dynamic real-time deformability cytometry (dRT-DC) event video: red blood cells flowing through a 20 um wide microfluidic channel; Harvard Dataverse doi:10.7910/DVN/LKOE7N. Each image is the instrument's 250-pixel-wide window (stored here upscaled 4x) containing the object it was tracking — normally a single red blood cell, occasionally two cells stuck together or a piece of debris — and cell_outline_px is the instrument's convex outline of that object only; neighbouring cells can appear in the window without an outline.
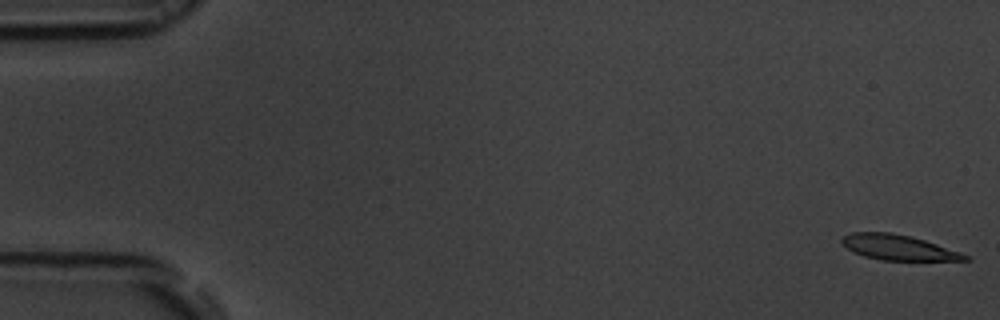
{"species": "common noctule bat (a hibernating species)", "species_latin": "Nyctalus noctula", "temperature_condition": "room temperature", "stored_images_in_passage": 56, "camera_frame_rate_fps": 3000, "um_per_image_px": 0.085, "animal": {"sex": "male", "body_mass_g": 19.5, "forearm_length_mm": 54.6}, "frame": {"image": 1, "passage_image": 1, "time_ms": 0.0, "image_size_px": [1000, 320], "cell_outline_px": [[972, 260], [880, 260], [864, 256], [852, 252], [840, 240], [844, 236], [852, 232], [892, 232], [924, 240], [960, 252], [968, 256]], "centroid_in_image_um": [76.33, 21.03], "position_along_channel_um": 8.7, "area_um2": 17.86}}
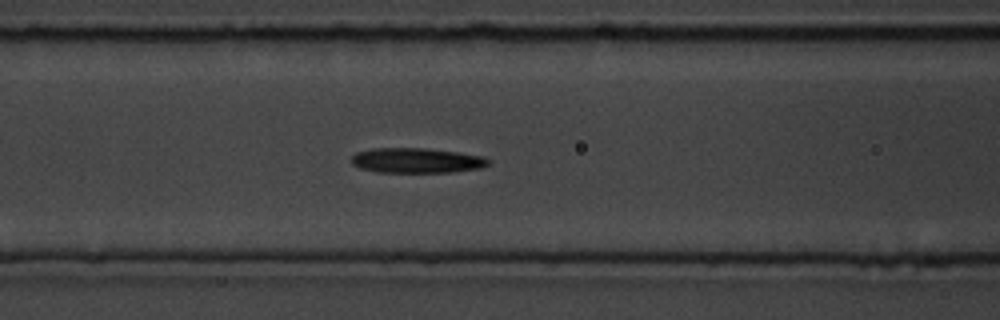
{"frame": {"image": 2, "passage_image": 23, "time_ms": 7.333, "image_size_px": [1000, 320], "cell_outline_px": [[492, 160], [488, 164], [480, 168], [452, 172], [376, 172], [360, 168], [352, 164], [352, 156], [356, 152], [372, 148], [424, 148], [456, 152], [484, 156]], "centroid_in_image_um": [35.41, 13.64], "position_along_channel_um": 131.2, "area_um2": 20.0}}
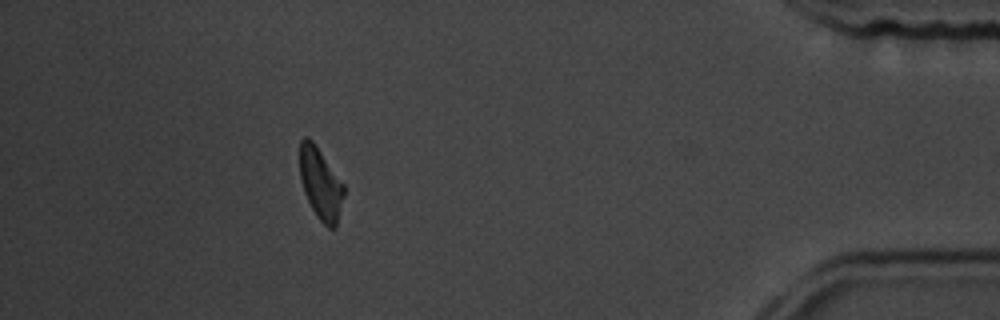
{"frame": {"image": 3, "passage_image": 50, "time_ms": 16.333, "image_size_px": [1000, 320], "cell_outline_px": [[344, 196], [336, 228], [328, 228], [316, 216], [304, 192], [300, 176], [300, 140], [304, 136], [308, 136], [312, 140], [344, 184]], "centroid_in_image_um": [27.25, 15.62], "position_along_channel_um": 407.9, "area_um2": 18.32}, "authors_computed_cell_mechanics": {"area_um2": 19.6809, "velocity_mm_per_s": 3.667, "shape_relaxation_time_tau1_ms": 3.4572, "shape_relaxation_time_tau2_ms": null, "deformation_change_tau1": 0.163, "deformation_change_tau2": null}}